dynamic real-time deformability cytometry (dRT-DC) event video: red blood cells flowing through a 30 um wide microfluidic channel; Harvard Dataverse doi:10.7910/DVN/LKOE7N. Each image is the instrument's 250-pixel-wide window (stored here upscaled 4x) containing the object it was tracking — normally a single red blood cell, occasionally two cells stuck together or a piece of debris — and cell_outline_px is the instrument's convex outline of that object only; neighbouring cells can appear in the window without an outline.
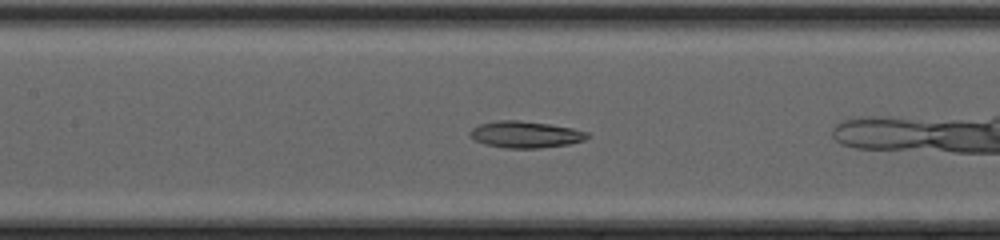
{"species": "common noctule bat (a hibernating species)", "species_latin": "Nyctalus noctula", "temperature_condition": "cold", "stored_images_in_passage": 35, "camera_frame_rate_fps": 3000, "um_per_image_px": 0.085, "animal": {"sex": "female", "body_mass_g": 20.0, "forearm_length_mm": 54.0}, "frame": {"image": 1, "passage_image": 16, "time_ms": 5.0, "image_size_px": [1000, 240], "cell_outline_px": [[588, 136], [584, 140], [568, 144], [540, 148], [508, 148], [484, 144], [468, 136], [468, 132], [472, 128], [480, 124], [496, 120], [516, 120], [548, 124], [572, 128], [588, 132]], "centroid_in_image_um": [44.62, 11.43], "position_along_channel_um": 162.8, "area_um2": 18.09}}